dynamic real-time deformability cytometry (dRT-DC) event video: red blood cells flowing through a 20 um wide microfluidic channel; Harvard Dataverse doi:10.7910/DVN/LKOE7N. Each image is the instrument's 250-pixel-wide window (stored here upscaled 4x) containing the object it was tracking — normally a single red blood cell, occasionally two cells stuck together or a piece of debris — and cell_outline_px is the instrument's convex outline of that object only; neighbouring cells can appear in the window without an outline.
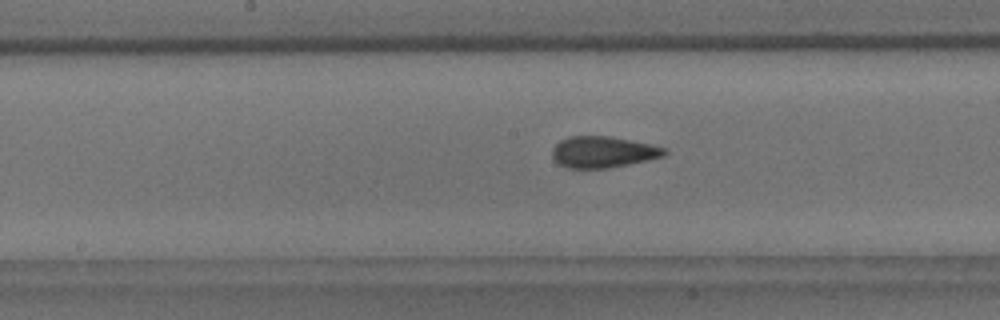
{"species": "common noctule bat (a hibernating species)", "species_latin": "Nyctalus noctula", "temperature_condition": "room temperature", "stored_images_in_passage": 39, "camera_frame_rate_fps": 3000, "um_per_image_px": 0.085, "animal": {"sex": "male", "body_mass_g": 18.8}, "frame": {"image": 1, "passage_image": 23, "time_ms": 7.333, "image_size_px": [1000, 320], "cell_outline_px": [[668, 152], [664, 156], [648, 160], [608, 168], [568, 168], [560, 164], [552, 156], [552, 148], [560, 140], [568, 136], [608, 136], [668, 148]], "centroid_in_image_um": [51.26, 12.92], "position_along_channel_um": 196.9, "area_um2": 20.35}}
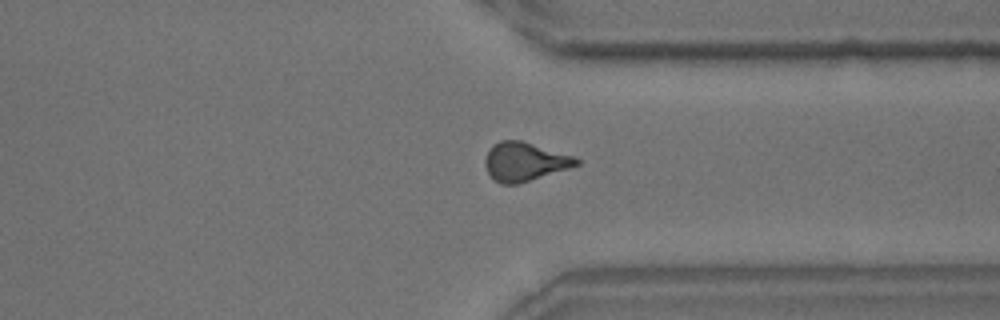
{"frame": {"image": 2, "passage_image": 37, "time_ms": 12.0, "image_size_px": [1000, 320], "cell_outline_px": [[580, 164], [568, 168], [516, 184], [500, 184], [488, 172], [484, 164], [484, 160], [492, 144], [500, 140], [520, 140], [572, 156], [580, 160]], "centroid_in_image_um": [44.55, 13.73], "position_along_channel_um": 366.8, "area_um2": 20.11}}